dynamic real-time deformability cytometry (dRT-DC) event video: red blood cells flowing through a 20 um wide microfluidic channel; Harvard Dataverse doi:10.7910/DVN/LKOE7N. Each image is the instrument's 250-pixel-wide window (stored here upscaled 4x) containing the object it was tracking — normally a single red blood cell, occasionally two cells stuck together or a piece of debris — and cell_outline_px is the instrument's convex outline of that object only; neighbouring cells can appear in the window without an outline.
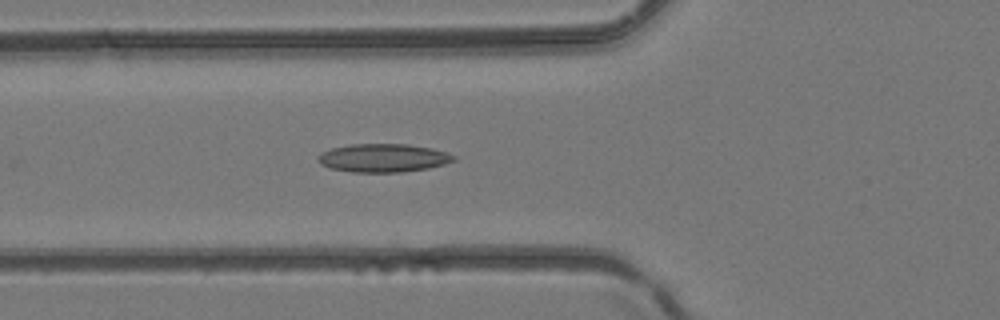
{"species": "common noctule bat (a hibernating species)", "species_latin": "Nyctalus noctula", "temperature_condition": "room temperature", "stored_images_in_passage": 34, "segment_of_instrument_passage": [1, 2], "camera_frame_rate_fps": 3000, "um_per_image_px": 0.085, "animal": {"sex": "female", "body_mass_g": 24.6, "forearm_length_mm": 56.2}, "frame": {"image": 1, "passage_image": 6, "time_ms": 1.667, "image_size_px": [1000, 320], "cell_outline_px": [[456, 160], [444, 164], [428, 168], [400, 172], [352, 172], [328, 168], [320, 164], [316, 160], [316, 156], [320, 152], [332, 148], [348, 144], [408, 144], [432, 148], [456, 156]], "centroid_in_image_um": [32.51, 13.42], "position_along_channel_um": 93.3, "area_um2": 22.6}}
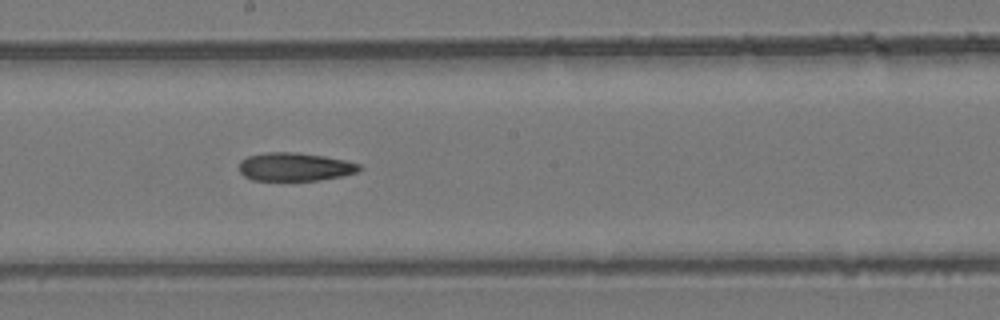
{"frame": {"image": 2, "passage_image": 14, "time_ms": 4.333, "image_size_px": [1000, 320], "cell_outline_px": [[364, 168], [356, 172], [340, 176], [320, 180], [252, 180], [244, 176], [240, 172], [240, 160], [248, 156], [268, 152], [296, 152], [324, 156], [344, 160], [360, 164]], "centroid_in_image_um": [25.06, 14.18], "position_along_channel_um": 223.1, "area_um2": 19.77}}
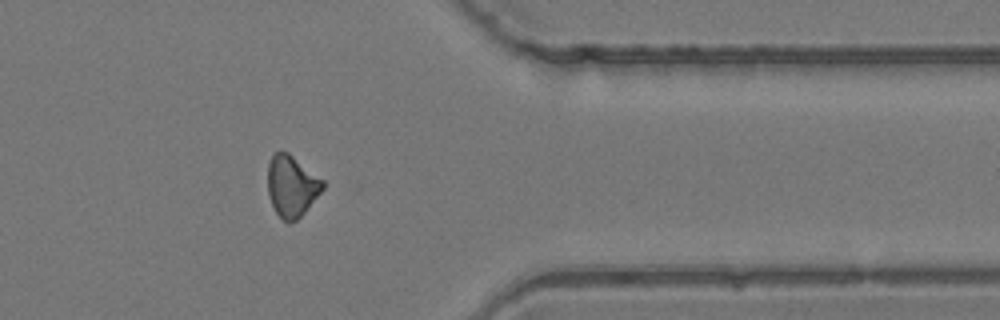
{"frame": {"image": 3, "passage_image": 25, "time_ms": 8.0, "image_size_px": [1000, 320], "cell_outline_px": [[324, 188], [304, 212], [296, 220], [288, 224], [276, 212], [268, 196], [268, 164], [272, 156], [280, 148], [288, 152], [324, 180]], "centroid_in_image_um": [24.78, 15.79], "position_along_channel_um": 386.6, "area_um2": 19.65}}